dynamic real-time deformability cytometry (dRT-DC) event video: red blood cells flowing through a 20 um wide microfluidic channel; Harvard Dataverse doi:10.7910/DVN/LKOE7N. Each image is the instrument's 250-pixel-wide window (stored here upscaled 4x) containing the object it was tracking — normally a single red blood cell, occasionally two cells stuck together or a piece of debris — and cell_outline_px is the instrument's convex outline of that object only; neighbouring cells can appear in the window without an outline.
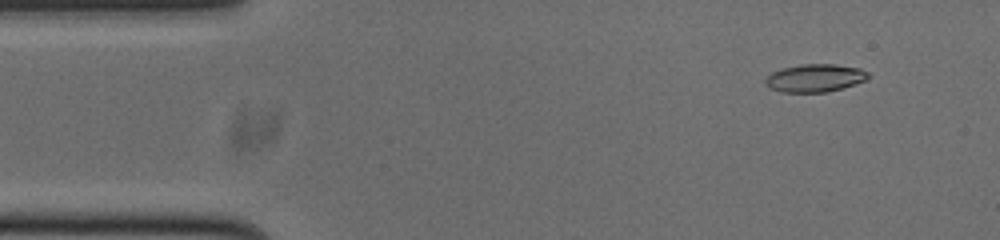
{"species": "common noctule bat (a hibernating species)", "species_latin": "Nyctalus noctula", "temperature_condition": "cold", "stored_images_in_passage": 53, "camera_frame_rate_fps": 3000, "um_per_image_px": 0.085, "animal": {"sex": "male", "body_mass_g": 20.0, "forearm_length_mm": 53.3}, "frame": {"image": 1, "passage_image": 5, "time_ms": 1.333, "image_size_px": [1000, 240], "cell_outline_px": [[868, 80], [828, 92], [780, 92], [768, 88], [764, 84], [764, 80], [772, 72], [784, 68], [800, 64], [836, 64], [860, 68], [868, 72]], "centroid_in_image_um": [69.26, 6.63], "position_along_channel_um": 15.7, "area_um2": 16.82}}
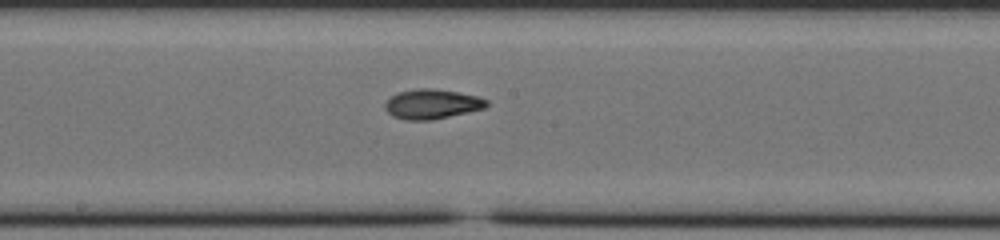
{"frame": {"image": 2, "passage_image": 27, "time_ms": 8.667, "image_size_px": [1000, 240], "cell_outline_px": [[488, 104], [484, 108], [468, 112], [432, 120], [404, 120], [392, 116], [384, 108], [384, 104], [392, 96], [400, 92], [416, 88], [432, 88], [456, 92], [476, 96], [488, 100]], "centroid_in_image_um": [36.69, 8.85], "position_along_channel_um": 211.5, "area_um2": 17.46}}
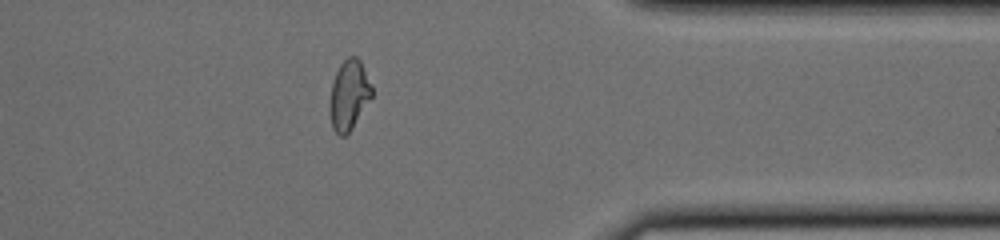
{"frame": {"image": 3, "passage_image": 42, "time_ms": 13.667, "image_size_px": [1000, 240], "cell_outline_px": [[372, 96], [352, 128], [344, 136], [340, 136], [332, 128], [328, 108], [328, 104], [332, 84], [336, 72], [340, 64], [348, 56], [356, 56], [360, 60], [364, 68], [372, 88]], "centroid_in_image_um": [29.63, 8.08], "position_along_channel_um": 381.8, "area_um2": 17.11}, "authors_computed_cell_mechanics": {"area_um2": 17.2822, "velocity_mm_per_s": 3.783, "shape_relaxation_time_tau1_ms": 5.0304, "shape_relaxation_time_tau2_ms": 2.9103, "deformation_change_tau1": 0.1735, "deformation_change_tau2": 0.0673}}